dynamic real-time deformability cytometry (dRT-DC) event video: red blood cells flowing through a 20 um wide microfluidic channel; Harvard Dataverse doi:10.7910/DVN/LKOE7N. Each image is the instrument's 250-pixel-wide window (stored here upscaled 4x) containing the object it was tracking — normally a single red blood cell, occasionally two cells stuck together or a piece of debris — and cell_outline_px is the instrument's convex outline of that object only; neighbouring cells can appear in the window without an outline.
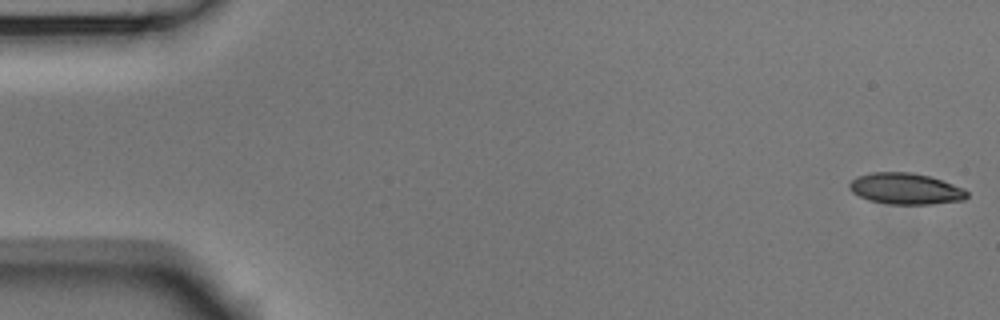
{"species": "Egyptian fruit bat (a non-hibernating species)", "species_latin": "Rousettus aegyptiacus", "temperature_condition": "room temperature", "stored_images_in_passage": 5, "segment_of_instrument_passage": [2, 2], "camera_frame_rate_fps": 3000, "um_per_image_px": 0.085, "animal": {"sex": "male"}, "frame": {"image": 1, "passage_image": 5, "time_ms": 1.333, "image_size_px": [1000, 320], "cell_outline_px": [[968, 196], [964, 200], [932, 204], [888, 204], [868, 200], [852, 192], [848, 188], [848, 184], [856, 176], [872, 172], [912, 172], [928, 176], [964, 188], [968, 192]], "centroid_in_image_um": [76.95, 16.04], "position_along_channel_um": 8.0, "area_um2": 21.44}}